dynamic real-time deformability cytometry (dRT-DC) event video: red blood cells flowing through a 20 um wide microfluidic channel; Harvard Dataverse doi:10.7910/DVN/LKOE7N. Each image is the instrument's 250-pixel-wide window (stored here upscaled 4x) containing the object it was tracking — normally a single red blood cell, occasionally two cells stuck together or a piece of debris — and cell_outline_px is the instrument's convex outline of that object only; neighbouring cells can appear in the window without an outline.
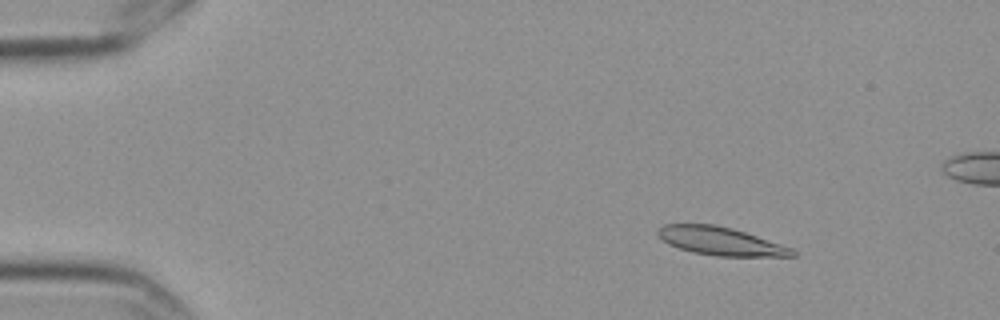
{"species": "Egyptian fruit bat (a non-hibernating species)", "species_latin": "Rousettus aegyptiacus", "temperature_condition": "cold", "stored_images_in_passage": 7, "camera_frame_rate_fps": 3000, "um_per_image_px": 0.085, "frame": {"image": 1, "passage_image": 2, "time_ms": 0.333, "image_size_px": [1000, 320], "cell_outline_px": [[796, 256], [716, 256], [692, 252], [668, 244], [656, 232], [664, 224], [716, 224], [732, 228], [792, 248], [796, 252]], "centroid_in_image_um": [61.24, 20.5], "position_along_channel_um": 23.8, "area_um2": 21.79}}
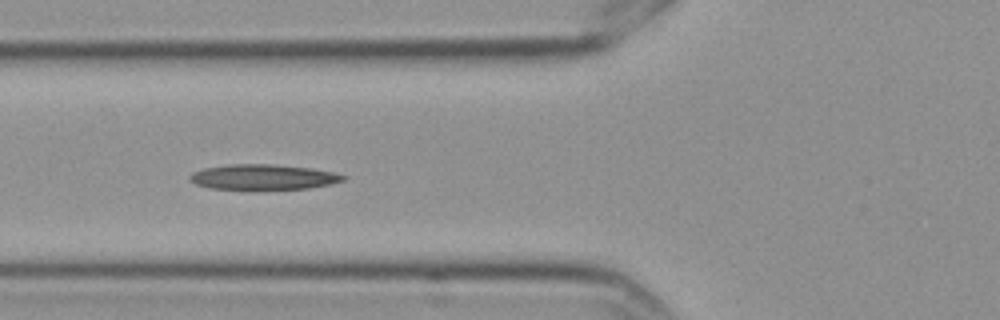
{"frame": {"image": 2, "passage_image": 6, "time_ms": 1.667, "image_size_px": [1000, 320], "cell_outline_px": [[348, 176], [344, 180], [332, 184], [308, 188], [256, 192], [208, 188], [196, 184], [188, 180], [188, 176], [192, 172], [204, 168], [228, 164], [272, 164], [312, 168], [332, 172]], "centroid_in_image_um": [22.33, 15.09], "position_along_channel_um": 103.5, "area_um2": 23.76}}
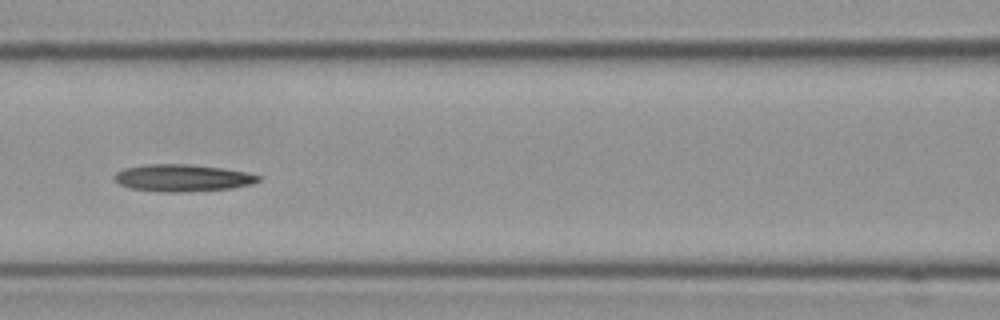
{"frame": {"image": 3, "passage_image": 7, "time_ms": 2.0, "image_size_px": [1000, 320], "cell_outline_px": [[260, 180], [252, 184], [232, 188], [184, 192], [160, 192], [132, 188], [120, 184], [112, 176], [116, 172], [124, 168], [148, 164], [184, 164], [220, 168], [244, 172], [260, 176]], "centroid_in_image_um": [15.48, 15.13], "position_along_channel_um": 151.1, "area_um2": 22.48}}